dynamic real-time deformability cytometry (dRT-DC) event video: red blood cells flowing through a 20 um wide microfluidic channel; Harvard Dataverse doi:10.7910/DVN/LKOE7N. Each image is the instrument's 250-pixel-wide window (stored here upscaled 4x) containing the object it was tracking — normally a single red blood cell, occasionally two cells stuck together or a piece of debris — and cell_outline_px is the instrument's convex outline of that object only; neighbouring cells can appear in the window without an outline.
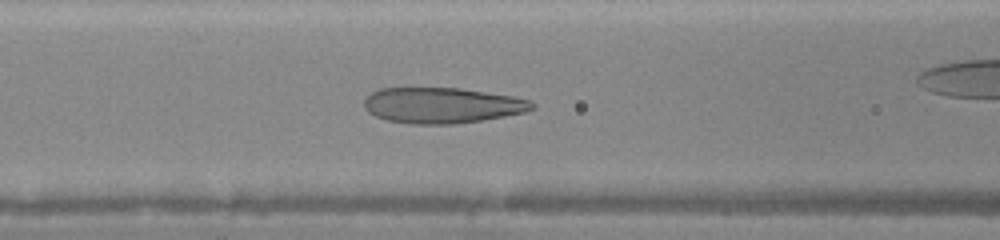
{"species": "human", "species_latin": "Homo sapiens", "temperature_condition": "warm", "stored_images_in_passage": 26, "camera_frame_rate_fps": 3000, "um_per_image_px": 0.085, "donor": {"sex": "female"}, "frame": {"image": 1, "passage_image": 8, "time_ms": 2.333, "image_size_px": [1000, 240], "cell_outline_px": [[536, 108], [524, 112], [504, 116], [480, 120], [452, 124], [412, 124], [388, 120], [376, 116], [368, 112], [364, 108], [364, 100], [372, 92], [380, 88], [460, 88], [512, 96], [532, 100], [536, 104]], "centroid_in_image_um": [37.59, 8.95], "position_along_channel_um": 129.0, "area_um2": 34.85}}